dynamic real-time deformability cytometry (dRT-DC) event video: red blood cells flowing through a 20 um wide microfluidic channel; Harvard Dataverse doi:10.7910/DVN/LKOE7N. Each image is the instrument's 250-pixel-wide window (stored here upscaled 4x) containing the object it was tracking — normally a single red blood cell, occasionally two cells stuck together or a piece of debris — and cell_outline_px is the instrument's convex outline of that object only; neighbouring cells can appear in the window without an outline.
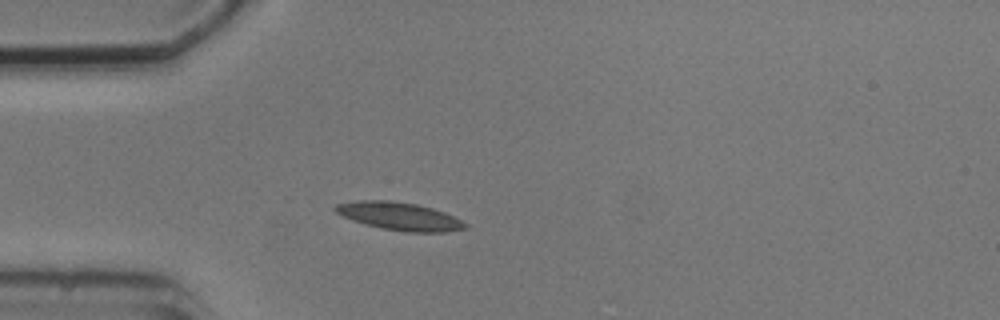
{"species": "common noctule bat (a hibernating species)", "species_latin": "Nyctalus noctula", "temperature_condition": "cold", "stored_images_in_passage": 4, "camera_frame_rate_fps": 3000, "um_per_image_px": 0.085, "animal": {"sex": "male", "body_mass_g": 20.5, "forearm_length_mm": 52.5}, "frame": {"image": 1, "passage_image": 2, "time_ms": 2.0, "image_size_px": [1000, 320], "cell_outline_px": [[468, 228], [444, 232], [408, 232], [380, 228], [364, 224], [352, 220], [336, 212], [332, 208], [336, 204], [360, 200], [388, 200], [416, 204], [432, 208], [444, 212], [468, 224]], "centroid_in_image_um": [33.94, 18.38], "position_along_channel_um": 51.1, "area_um2": 21.04}}
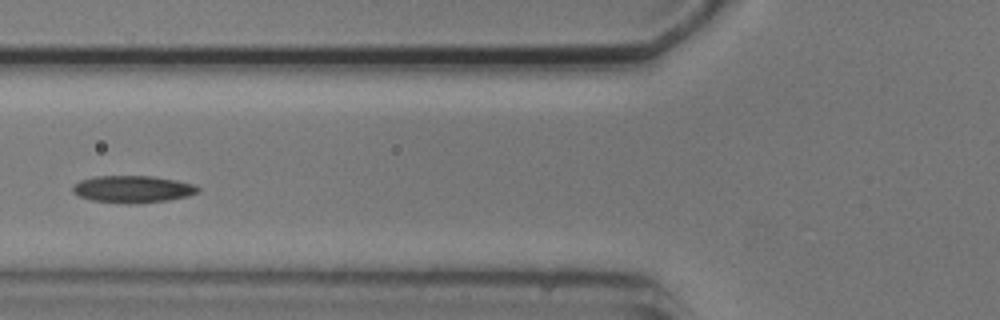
{"frame": {"image": 2, "passage_image": 4, "time_ms": 4.0, "image_size_px": [1000, 320], "cell_outline_px": [[200, 192], [188, 196], [168, 200], [128, 204], [124, 204], [92, 200], [80, 196], [72, 192], [72, 188], [80, 180], [96, 176], [152, 176], [176, 180], [196, 184], [200, 188]], "centroid_in_image_um": [11.32, 16.08], "position_along_channel_um": 114.5, "area_um2": 19.83}}